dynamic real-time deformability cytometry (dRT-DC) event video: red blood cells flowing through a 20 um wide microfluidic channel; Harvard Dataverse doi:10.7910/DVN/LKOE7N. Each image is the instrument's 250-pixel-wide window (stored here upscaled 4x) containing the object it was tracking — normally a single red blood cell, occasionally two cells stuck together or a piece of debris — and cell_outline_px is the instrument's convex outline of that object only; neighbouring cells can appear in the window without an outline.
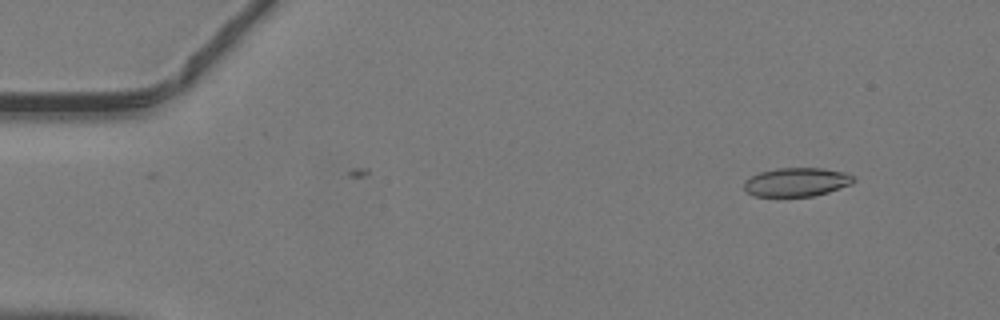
{"species": "common noctule bat (a hibernating species)", "species_latin": "Nyctalus noctula", "temperature_condition": "warm", "stored_images_in_passage": 5, "camera_frame_rate_fps": 3000, "um_per_image_px": 0.085, "animal": {"sex": "male", "body_mass_g": 19.2, "forearm_length_mm": 51.8}, "frame": {"image": 1, "passage_image": 4, "time_ms": 1.0, "image_size_px": [1000, 320], "cell_outline_px": [[856, 180], [852, 184], [828, 192], [812, 196], [756, 196], [748, 192], [744, 188], [744, 180], [760, 172], [776, 168], [820, 168], [844, 172], [856, 176]], "centroid_in_image_um": [67.74, 15.47], "position_along_channel_um": 17.3, "area_um2": 18.32}}